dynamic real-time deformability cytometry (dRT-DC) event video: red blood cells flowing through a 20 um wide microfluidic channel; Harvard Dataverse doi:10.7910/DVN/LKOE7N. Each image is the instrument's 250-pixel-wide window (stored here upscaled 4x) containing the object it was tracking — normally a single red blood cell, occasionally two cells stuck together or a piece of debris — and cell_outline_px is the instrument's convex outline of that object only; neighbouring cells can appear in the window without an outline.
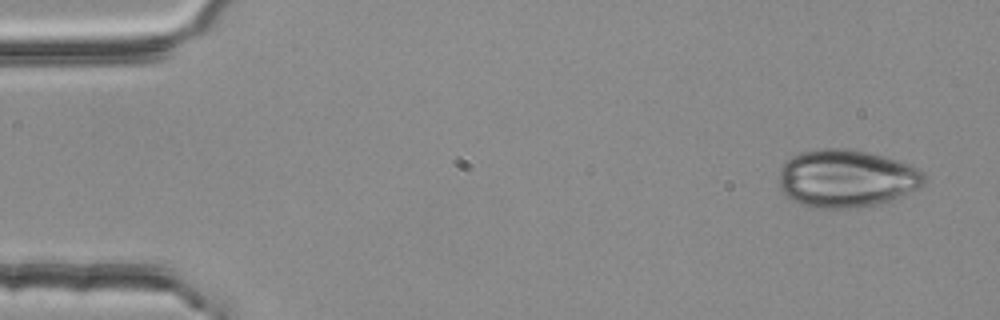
{"species": "common noctule bat (a hibernating species)", "species_latin": "Nyctalus noctula", "temperature_condition": "room temperature", "stored_images_in_passage": 3, "camera_frame_rate_fps": 3000, "um_per_image_px": 0.085, "animal": {"sex": "female", "body_mass_g": 25.1}, "frame": {"image": 1, "passage_image": 1, "time_ms": 0.0, "image_size_px": [1000, 320], "cell_outline_px": [[924, 184], [920, 188], [888, 200], [876, 204], [856, 208], [812, 208], [800, 204], [784, 196], [780, 188], [780, 168], [784, 160], [800, 152], [816, 148], [848, 148], [896, 160], [908, 164], [924, 172]], "centroid_in_image_um": [71.88, 15.17], "position_along_channel_um": 13.1, "area_um2": 48.96}}